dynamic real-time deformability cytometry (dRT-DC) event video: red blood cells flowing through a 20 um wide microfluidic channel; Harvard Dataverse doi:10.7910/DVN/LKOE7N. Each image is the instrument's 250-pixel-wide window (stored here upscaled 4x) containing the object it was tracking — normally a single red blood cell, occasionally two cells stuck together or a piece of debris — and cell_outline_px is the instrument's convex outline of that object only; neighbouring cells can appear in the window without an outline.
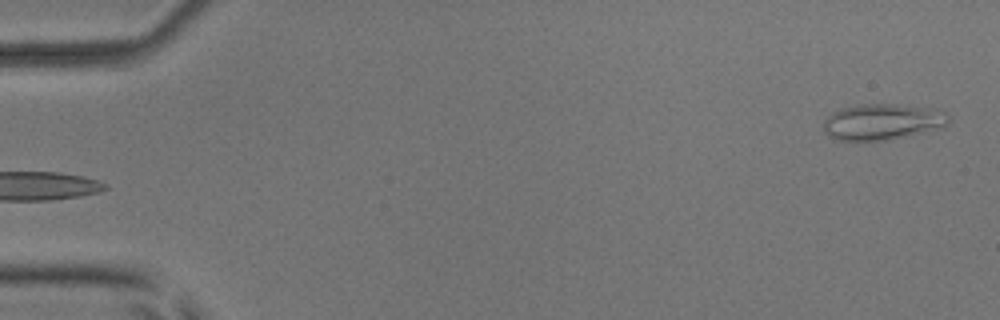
{"species": "common noctule bat (a hibernating species)", "species_latin": "Nyctalus noctula", "temperature_condition": "room temperature", "stored_images_in_passage": 5, "camera_frame_rate_fps": 3000, "um_per_image_px": 0.085, "animal": {"sex": "male", "body_mass_g": 17.9, "forearm_length_mm": 54.2}, "frame": {"image": 1, "passage_image": 5, "time_ms": 4.333, "image_size_px": [1000, 320], "cell_outline_px": [[948, 124], [944, 128], [884, 140], [836, 140], [828, 136], [824, 132], [824, 120], [832, 112], [840, 108], [860, 104], [896, 104], [936, 108], [948, 112]], "centroid_in_image_um": [75.03, 10.34], "position_along_channel_um": 10.0, "area_um2": 26.53}}